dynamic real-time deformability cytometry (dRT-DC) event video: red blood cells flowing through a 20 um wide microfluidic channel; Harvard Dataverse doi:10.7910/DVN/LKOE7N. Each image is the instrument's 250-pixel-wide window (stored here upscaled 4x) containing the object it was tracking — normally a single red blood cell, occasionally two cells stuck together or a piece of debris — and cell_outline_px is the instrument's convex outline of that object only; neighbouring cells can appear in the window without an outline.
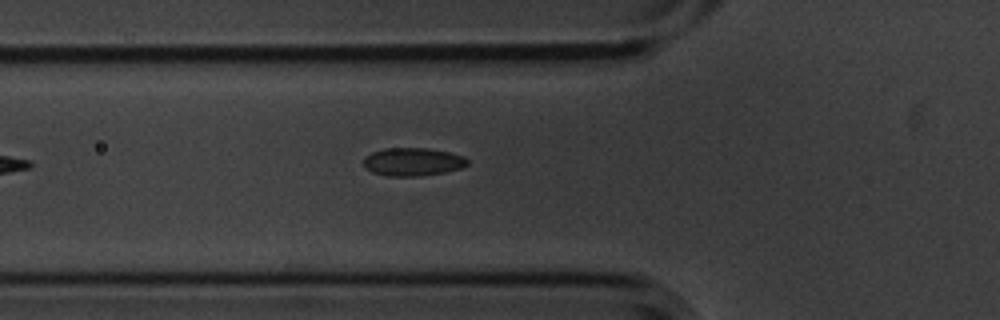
{"species": "common noctule bat (a hibernating species)", "species_latin": "Nyctalus noctula", "temperature_condition": "cold", "stored_images_in_passage": 3, "camera_frame_rate_fps": 3000, "um_per_image_px": 0.085, "animal": {"sex": "male", "body_mass_g": 20.1, "forearm_length_mm": 53.5}, "frame": {"image": 1, "passage_image": 3, "time_ms": 0.667, "image_size_px": [1000, 320], "cell_outline_px": [[468, 164], [460, 168], [444, 172], [420, 176], [388, 176], [372, 172], [364, 168], [364, 156], [372, 152], [384, 148], [428, 148], [448, 152], [464, 156], [468, 160]], "centroid_in_image_um": [35.06, 13.75], "position_along_channel_um": 90.7, "area_um2": 17.05}}